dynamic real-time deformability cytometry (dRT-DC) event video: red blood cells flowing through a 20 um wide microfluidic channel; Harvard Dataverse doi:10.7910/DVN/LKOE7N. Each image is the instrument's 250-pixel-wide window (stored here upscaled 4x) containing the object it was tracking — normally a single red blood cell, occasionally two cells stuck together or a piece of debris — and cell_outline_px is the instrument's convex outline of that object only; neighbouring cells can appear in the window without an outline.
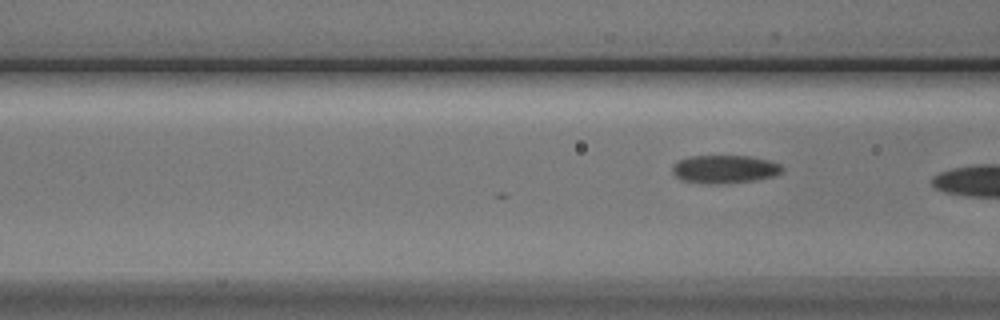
{"species": "Egyptian fruit bat (a non-hibernating species)", "species_latin": "Rousettus aegyptiacus", "temperature_condition": "cold", "stored_images_in_passage": 18, "camera_frame_rate_fps": 3000, "um_per_image_px": 0.085, "animal": {"sex": "male"}, "frame": {"image": 1, "passage_image": 18, "time_ms": 5.667, "image_size_px": [1000, 320], "cell_outline_px": [[784, 172], [776, 176], [756, 180], [680, 180], [672, 172], [672, 164], [676, 160], [688, 156], [748, 156], [768, 160], [780, 164], [784, 168]], "centroid_in_image_um": [61.63, 14.3], "position_along_channel_um": 105.0, "area_um2": 17.11}}